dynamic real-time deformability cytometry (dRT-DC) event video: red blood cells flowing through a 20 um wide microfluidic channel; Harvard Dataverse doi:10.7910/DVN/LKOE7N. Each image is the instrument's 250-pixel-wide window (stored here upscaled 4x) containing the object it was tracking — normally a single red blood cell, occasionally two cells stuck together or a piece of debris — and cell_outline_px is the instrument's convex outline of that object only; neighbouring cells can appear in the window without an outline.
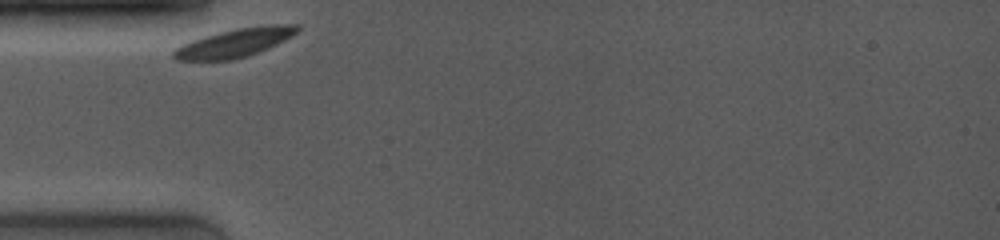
{"species": "common noctule bat (a hibernating species)", "species_latin": "Nyctalus noctula", "temperature_condition": "room temperature", "stored_images_in_passage": 21, "camera_frame_rate_fps": 4000, "um_per_image_px": 0.085, "animal": {"sex": "female", "body_mass_g": 19.0, "forearm_length_mm": 53.3}, "frame": {"image": 1, "passage_image": 1, "time_ms": 0.0, "image_size_px": [1000, 240], "cell_outline_px": [[300, 28], [292, 36], [268, 48], [232, 60], [176, 60], [172, 56], [172, 52], [176, 48], [192, 40], [204, 36], [236, 28], [268, 24], [300, 24]], "centroid_in_image_um": [19.97, 3.62], "position_along_channel_um": 65.0, "area_um2": 20.35}}
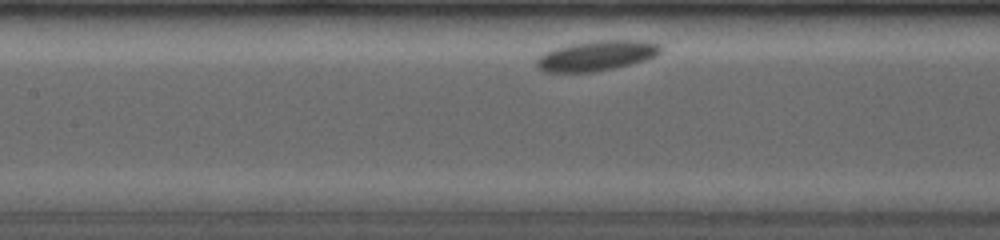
{"frame": {"image": 2, "passage_image": 16, "time_ms": 2.75, "image_size_px": [1000, 240], "cell_outline_px": [[664, 48], [656, 56], [644, 60], [612, 68], [592, 72], [544, 72], [536, 68], [536, 60], [544, 52], [556, 48], [572, 44], [592, 40], [648, 40], [660, 44]], "centroid_in_image_um": [50.72, 4.72], "position_along_channel_um": 156.7, "area_um2": 21.85}}